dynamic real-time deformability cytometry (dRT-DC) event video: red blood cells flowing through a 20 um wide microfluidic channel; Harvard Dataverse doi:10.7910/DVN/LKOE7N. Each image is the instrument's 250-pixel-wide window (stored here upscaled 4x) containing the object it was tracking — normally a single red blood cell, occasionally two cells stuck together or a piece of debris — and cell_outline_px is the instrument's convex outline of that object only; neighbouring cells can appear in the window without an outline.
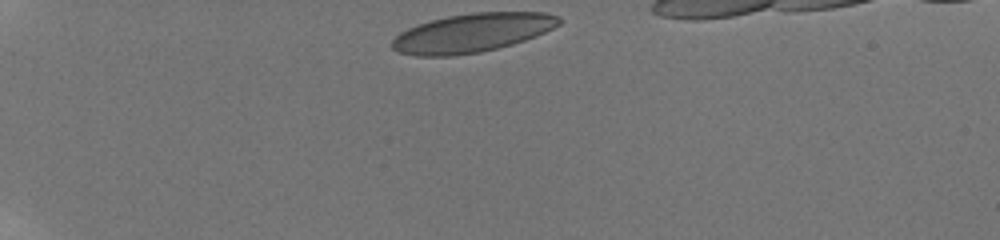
{"species": "human", "species_latin": "Homo sapiens", "temperature_condition": "room temperature", "stored_images_in_passage": 21, "camera_frame_rate_fps": 3000, "um_per_image_px": 0.085, "donor": {"sex": "male"}, "frame": {"image": 1, "passage_image": 1, "time_ms": 0.0, "image_size_px": [1000, 240], "cell_outline_px": [[564, 20], [560, 24], [536, 36], [512, 44], [480, 52], [452, 56], [416, 56], [400, 52], [392, 48], [392, 40], [400, 32], [408, 28], [432, 20], [448, 16], [472, 12], [544, 12], [560, 16]], "centroid_in_image_um": [40.17, 2.78], "position_along_channel_um": 44.8, "area_um2": 37.63}}
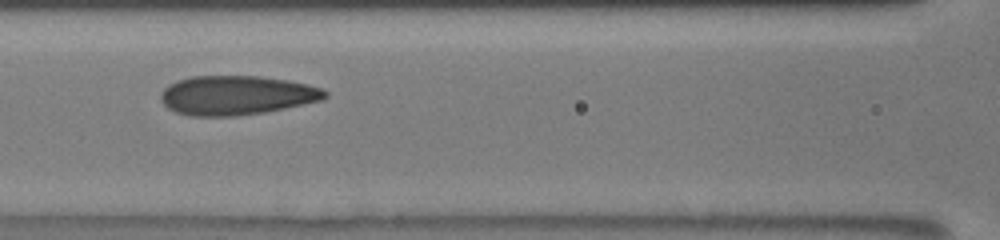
{"frame": {"image": 2, "passage_image": 11, "time_ms": 4.333, "image_size_px": [1000, 240], "cell_outline_px": [[328, 96], [324, 100], [264, 112], [236, 116], [188, 116], [176, 112], [168, 108], [160, 100], [160, 92], [168, 84], [176, 80], [192, 76], [256, 76], [288, 80], [320, 88], [328, 92]], "centroid_in_image_um": [20.07, 8.1], "position_along_channel_um": 146.5, "area_um2": 37.69}}
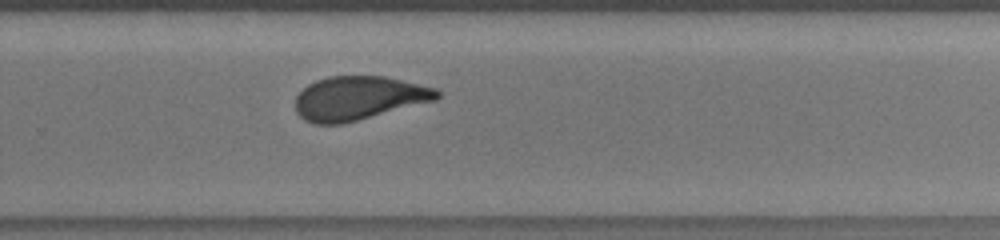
{"frame": {"image": 3, "passage_image": 21, "time_ms": 8.333, "image_size_px": [1000, 240], "cell_outline_px": [[440, 96], [436, 100], [340, 124], [312, 124], [304, 120], [296, 112], [296, 96], [308, 84], [316, 80], [328, 76], [384, 76], [436, 88], [440, 92]], "centroid_in_image_um": [30.46, 8.33], "position_along_channel_um": 299.3, "area_um2": 35.89}}